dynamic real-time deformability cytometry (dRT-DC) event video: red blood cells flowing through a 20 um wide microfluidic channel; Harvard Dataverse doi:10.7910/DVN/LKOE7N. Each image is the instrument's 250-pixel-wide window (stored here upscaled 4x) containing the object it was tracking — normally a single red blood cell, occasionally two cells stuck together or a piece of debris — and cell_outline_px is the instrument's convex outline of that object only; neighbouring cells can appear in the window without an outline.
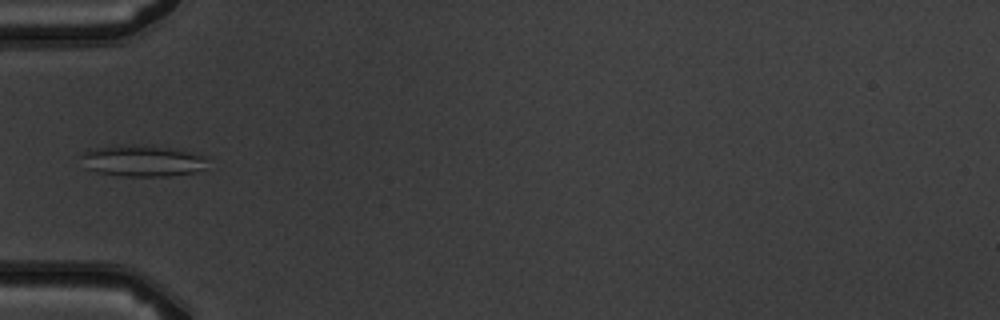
{"species": "common noctule bat (a hibernating species)", "species_latin": "Nyctalus noctula", "temperature_condition": "warm", "stored_images_in_passage": 4, "camera_frame_rate_fps": 3000, "um_per_image_px": 0.085, "animal": {"sex": "male", "body_mass_g": 19.5, "forearm_length_mm": 54.6}, "frame": {"image": 1, "passage_image": 4, "time_ms": 4.333, "image_size_px": [1000, 320], "cell_outline_px": [[208, 156], [204, 168], [196, 172], [168, 176], [124, 176], [96, 172], [84, 168], [80, 156], [88, 148], [112, 144], [152, 144], [172, 148]], "centroid_in_image_um": [12.04, 13.63], "position_along_channel_um": 73.0, "area_um2": 23.93}}